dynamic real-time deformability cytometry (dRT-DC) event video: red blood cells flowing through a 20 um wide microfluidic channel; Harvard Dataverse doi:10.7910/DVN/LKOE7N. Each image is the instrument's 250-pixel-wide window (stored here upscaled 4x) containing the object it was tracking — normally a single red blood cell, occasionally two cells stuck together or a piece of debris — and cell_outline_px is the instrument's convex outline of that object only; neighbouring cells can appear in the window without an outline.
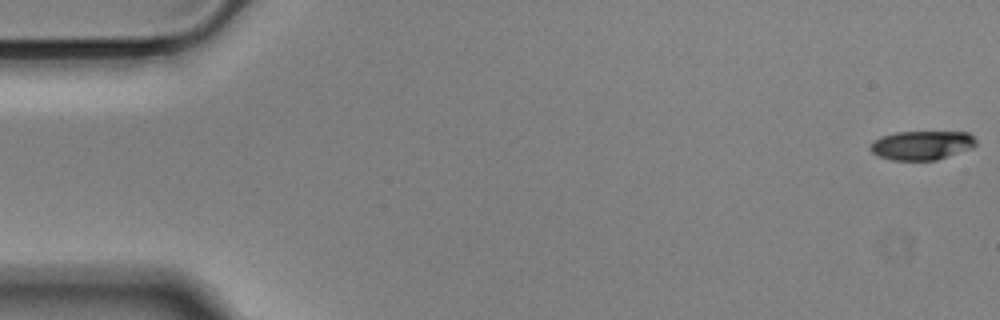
{"species": "Egyptian fruit bat (a non-hibernating species)", "species_latin": "Rousettus aegyptiacus", "temperature_condition": "cold", "stored_images_in_passage": 53, "camera_frame_rate_fps": 3000, "um_per_image_px": 0.085, "animal": {"sex": "male"}, "frame": {"image": 1, "passage_image": 1, "time_ms": 0.0, "image_size_px": [1000, 320], "cell_outline_px": [[976, 144], [972, 148], [936, 160], [892, 160], [880, 156], [872, 152], [868, 148], [880, 136], [896, 132], [968, 132], [976, 140]], "centroid_in_image_um": [78.35, 12.34], "position_along_channel_um": 6.6, "area_um2": 17.74}}
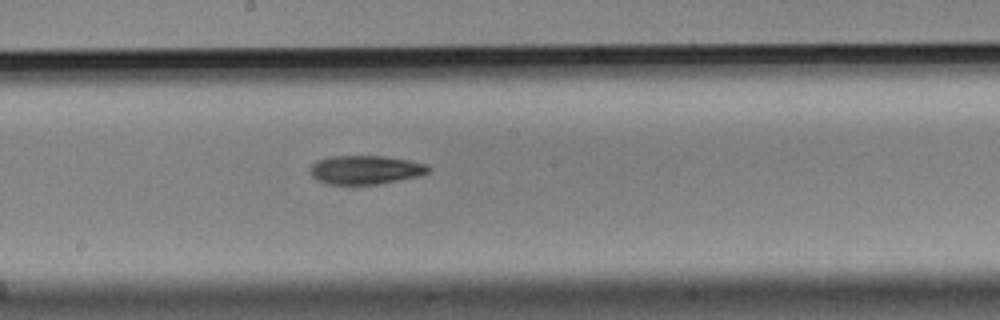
{"frame": {"image": 2, "passage_image": 30, "time_ms": 9.667, "image_size_px": [1000, 320], "cell_outline_px": [[432, 168], [428, 172], [416, 176], [376, 184], [328, 184], [316, 180], [312, 176], [312, 164], [316, 160], [332, 156], [384, 156], [408, 160], [428, 164]], "centroid_in_image_um": [31.06, 14.42], "position_along_channel_um": 217.1, "area_um2": 19.59}}
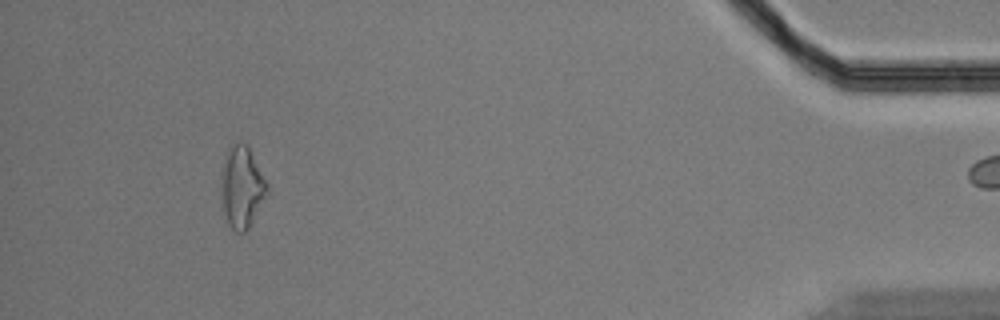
{"frame": {"image": 3, "passage_image": 52, "time_ms": 17.0, "image_size_px": [1000, 320], "cell_outline_px": [[268, 192], [248, 228], [244, 232], [236, 232], [228, 224], [224, 212], [220, 184], [220, 176], [224, 156], [228, 148], [232, 144], [248, 144], [268, 184]], "centroid_in_image_um": [20.54, 15.87], "position_along_channel_um": 414.7, "area_um2": 21.85}}